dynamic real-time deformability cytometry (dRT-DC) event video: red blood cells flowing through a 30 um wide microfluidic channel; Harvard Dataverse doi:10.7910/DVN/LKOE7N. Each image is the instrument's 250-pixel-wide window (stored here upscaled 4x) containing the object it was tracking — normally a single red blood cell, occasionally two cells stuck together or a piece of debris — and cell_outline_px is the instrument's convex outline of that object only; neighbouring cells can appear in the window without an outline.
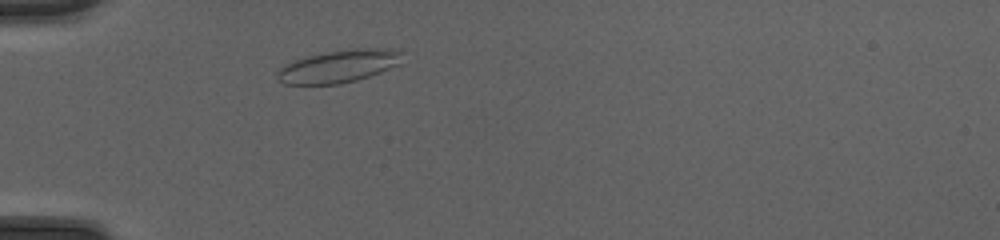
{"species": "common noctule bat (a hibernating species)", "species_latin": "Nyctalus noctula", "temperature_condition": "cold", "stored_images_in_passage": 38, "camera_frame_rate_fps": 3000, "um_per_image_px": 0.085, "animal": {"sex": "female", "body_mass_g": 20.0, "forearm_length_mm": 54.0}, "frame": {"image": 1, "passage_image": 5, "time_ms": 1.333, "image_size_px": [1000, 240], "cell_outline_px": [[404, 52], [400, 64], [380, 72], [356, 80], [340, 84], [284, 84], [276, 80], [276, 72], [280, 68], [296, 60], [308, 56], [328, 52], [356, 48], [392, 48]], "centroid_in_image_um": [28.83, 5.63], "position_along_channel_um": 56.2, "area_um2": 23.7}}
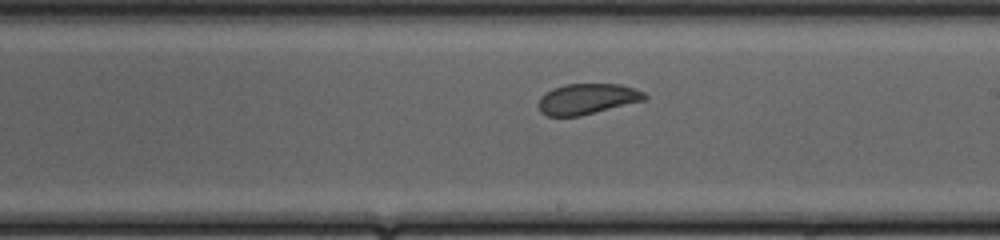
{"frame": {"image": 2, "passage_image": 19, "time_ms": 6.0, "image_size_px": [1000, 240], "cell_outline_px": [[648, 100], [580, 116], [548, 116], [540, 112], [540, 96], [544, 92], [552, 88], [564, 84], [620, 84], [644, 92], [648, 96]], "centroid_in_image_um": [49.94, 8.41], "position_along_channel_um": 239.1, "area_um2": 19.13}}
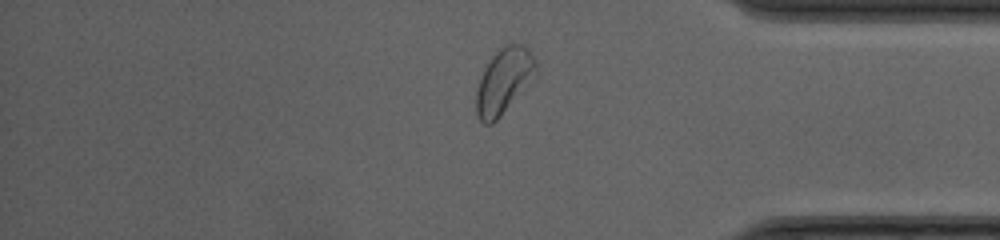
{"frame": {"image": 3, "passage_image": 31, "time_ms": 10.0, "image_size_px": [1000, 240], "cell_outline_px": [[536, 72], [500, 116], [492, 124], [484, 124], [476, 116], [476, 88], [480, 76], [484, 68], [492, 56], [500, 48], [508, 44], [524, 44], [528, 48], [536, 60]], "centroid_in_image_um": [42.78, 6.86], "position_along_channel_um": 392.4, "area_um2": 22.25}, "authors_computed_cell_mechanics": {"area_um2": 21.0681, "velocity_mm_per_s": 4.1965, "shape_relaxation_time_tau1_ms": 4.4125, "shape_relaxation_time_tau2_ms": 1.1189, "deformation_change_tau1": 0.0878, "deformation_change_tau2": 0.07}}